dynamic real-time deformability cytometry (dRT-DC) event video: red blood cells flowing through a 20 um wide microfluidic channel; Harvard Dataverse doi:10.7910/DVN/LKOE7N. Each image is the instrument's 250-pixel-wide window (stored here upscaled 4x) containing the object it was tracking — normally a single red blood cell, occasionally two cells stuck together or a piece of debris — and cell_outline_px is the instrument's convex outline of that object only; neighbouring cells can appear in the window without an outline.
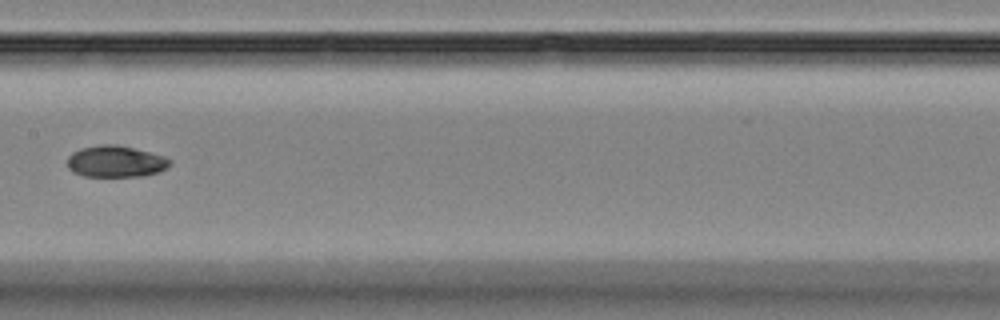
{"species": "Egyptian fruit bat (a non-hibernating species)", "species_latin": "Rousettus aegyptiacus", "temperature_condition": "room temperature", "stored_images_in_passage": 9, "camera_frame_rate_fps": 3000, "um_per_image_px": 0.085, "animal": {"sex": "female"}, "frame": {"image": 1, "passage_image": 7, "time_ms": 7.0, "image_size_px": [1000, 320], "cell_outline_px": [[172, 164], [168, 168], [160, 172], [144, 176], [84, 176], [72, 172], [68, 168], [68, 156], [72, 152], [80, 148], [100, 144], [116, 144], [164, 156], [172, 160]], "centroid_in_image_um": [9.85, 13.73], "position_along_channel_um": 197.6, "area_um2": 19.02}}
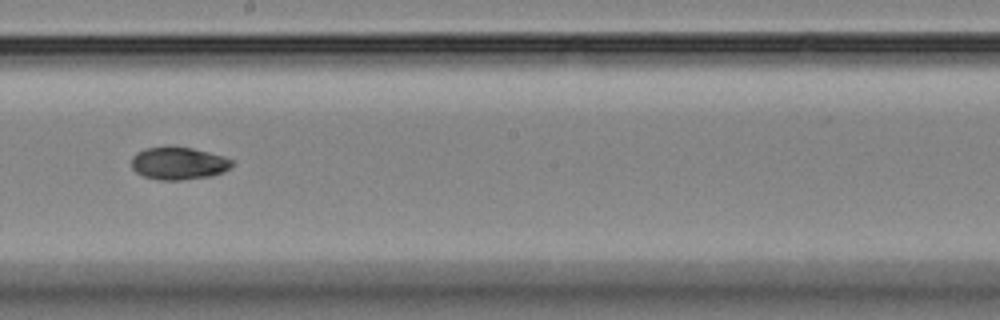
{"frame": {"image": 2, "passage_image": 8, "time_ms": 8.0, "image_size_px": [1000, 320], "cell_outline_px": [[232, 164], [224, 172], [212, 176], [180, 180], [156, 180], [144, 176], [136, 172], [132, 168], [132, 156], [136, 152], [144, 148], [192, 148], [224, 156], [232, 160]], "centroid_in_image_um": [15.16, 13.9], "position_along_channel_um": 233.0, "area_um2": 18.84}}
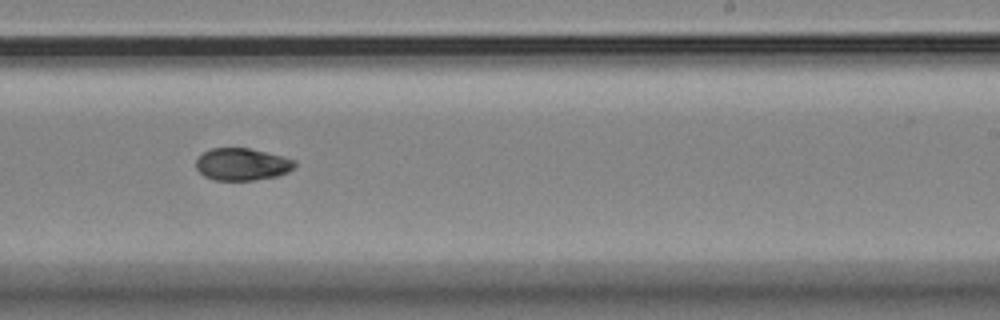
{"frame": {"image": 3, "passage_image": 9, "time_ms": 9.0, "image_size_px": [1000, 320], "cell_outline_px": [[296, 168], [288, 172], [276, 176], [252, 180], [212, 180], [204, 176], [196, 168], [196, 160], [204, 152], [212, 148], [248, 148], [296, 160]], "centroid_in_image_um": [20.58, 13.97], "position_along_channel_um": 268.4, "area_um2": 18.44}}